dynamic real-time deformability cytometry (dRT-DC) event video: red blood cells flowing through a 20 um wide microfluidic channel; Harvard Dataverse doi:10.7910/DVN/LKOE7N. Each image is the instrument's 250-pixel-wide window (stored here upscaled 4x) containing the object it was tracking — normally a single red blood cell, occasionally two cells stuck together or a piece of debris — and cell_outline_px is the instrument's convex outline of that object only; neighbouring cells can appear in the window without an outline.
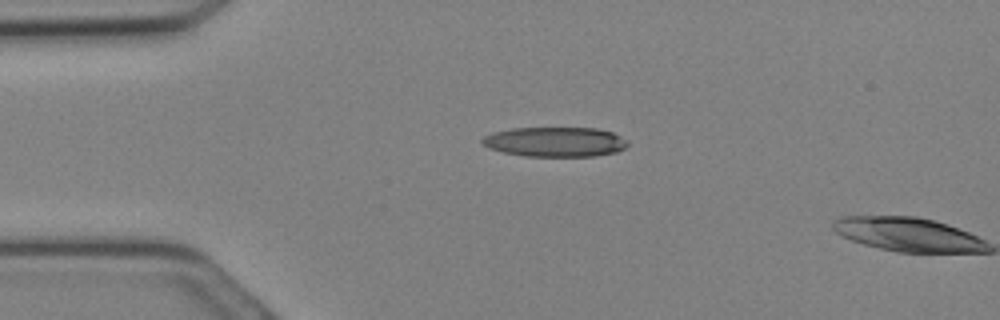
{"species": "Egyptian fruit bat (a non-hibernating species)", "species_latin": "Rousettus aegyptiacus", "temperature_condition": "cold", "stored_images_in_passage": 2, "camera_frame_rate_fps": 3000, "um_per_image_px": 0.085, "animal": {"sex": "female"}, "frame": {"image": 1, "passage_image": 1, "time_ms": 0.0, "image_size_px": [1000, 320], "cell_outline_px": [[628, 144], [624, 148], [616, 152], [596, 156], [524, 156], [504, 152], [488, 148], [480, 140], [484, 136], [492, 132], [512, 128], [596, 128], [612, 132], [628, 140]], "centroid_in_image_um": [47.18, 12.05], "position_along_channel_um": 37.8, "area_um2": 25.26}}